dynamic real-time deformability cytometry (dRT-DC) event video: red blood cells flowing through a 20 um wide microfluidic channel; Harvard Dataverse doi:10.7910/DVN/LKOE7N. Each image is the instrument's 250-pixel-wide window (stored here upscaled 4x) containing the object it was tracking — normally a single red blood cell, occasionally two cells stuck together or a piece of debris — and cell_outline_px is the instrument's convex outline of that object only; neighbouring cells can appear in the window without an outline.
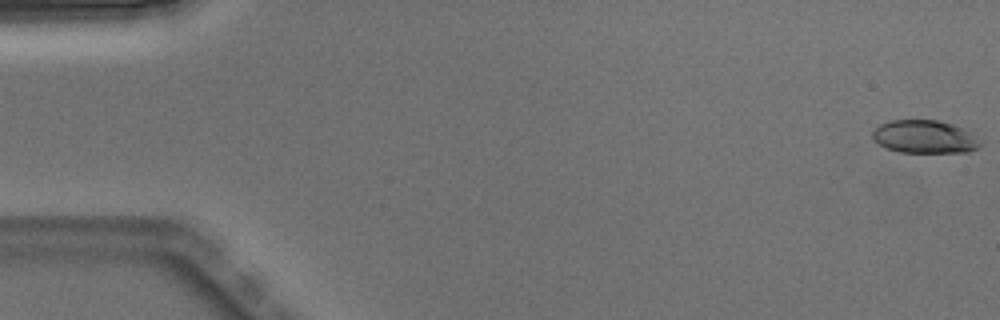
{"species": "Egyptian fruit bat (a non-hibernating species)", "species_latin": "Rousettus aegyptiacus", "temperature_condition": "warm", "stored_images_in_passage": 4, "camera_frame_rate_fps": 3000, "um_per_image_px": 0.085, "animal": {"sex": "male"}, "frame": {"image": 1, "passage_image": 1, "time_ms": 0.0, "image_size_px": [1000, 320], "cell_outline_px": [[980, 144], [976, 148], [968, 152], [900, 152], [888, 148], [872, 140], [872, 132], [880, 124], [888, 120], [936, 120], [952, 124], [968, 132]], "centroid_in_image_um": [78.5, 11.62], "position_along_channel_um": 6.5, "area_um2": 20.29}}
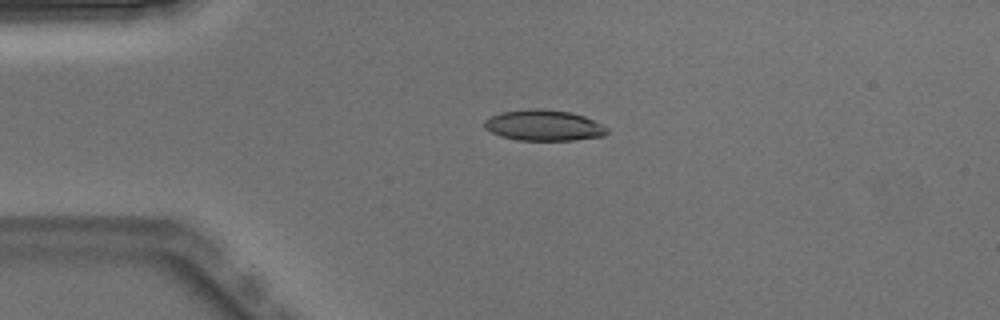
{"frame": {"image": 2, "passage_image": 4, "time_ms": 1.0, "image_size_px": [1000, 320], "cell_outline_px": [[608, 132], [604, 136], [576, 140], [516, 140], [500, 136], [484, 128], [484, 120], [500, 112], [528, 108], [540, 108], [572, 112], [584, 116], [608, 128]], "centroid_in_image_um": [46.21, 10.65], "position_along_channel_um": 38.8, "area_um2": 22.2}}